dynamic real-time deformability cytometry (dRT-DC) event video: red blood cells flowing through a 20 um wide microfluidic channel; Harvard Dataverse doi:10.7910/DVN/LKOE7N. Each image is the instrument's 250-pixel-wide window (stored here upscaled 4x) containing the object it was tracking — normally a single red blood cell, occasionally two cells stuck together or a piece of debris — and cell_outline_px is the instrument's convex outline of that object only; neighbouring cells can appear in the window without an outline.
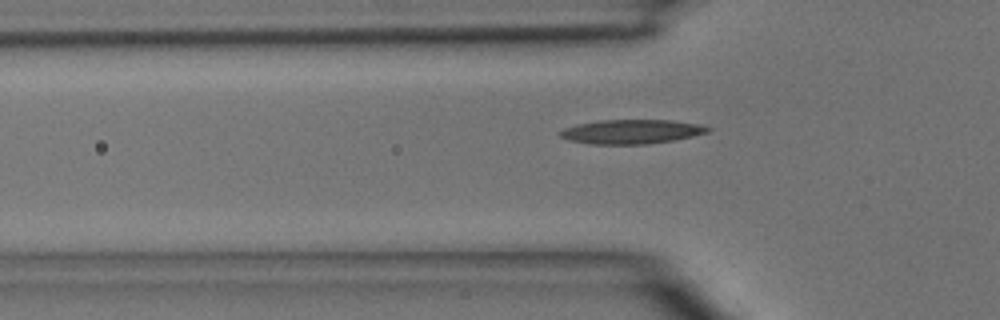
{"species": "common noctule bat (a hibernating species)", "species_latin": "Nyctalus noctula", "temperature_condition": "room temperature", "stored_images_in_passage": 20, "camera_frame_rate_fps": 3000, "um_per_image_px": 0.085, "animal": {"sex": "male", "body_mass_g": 15.6}, "frame": {"image": 1, "passage_image": 3, "time_ms": 0.667, "image_size_px": [1000, 320], "cell_outline_px": [[712, 128], [708, 132], [692, 136], [672, 140], [648, 144], [588, 144], [568, 140], [560, 136], [556, 132], [564, 128], [576, 124], [600, 120], [668, 120], [700, 124]], "centroid_in_image_um": [53.62, 11.19], "position_along_channel_um": 72.2, "area_um2": 20.92}}
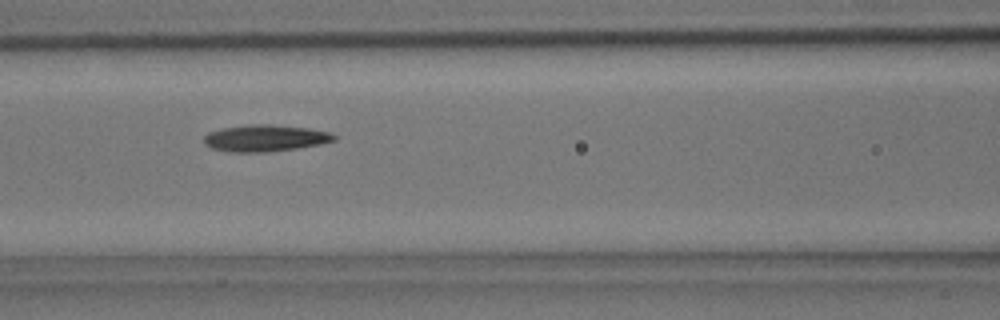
{"frame": {"image": 2, "passage_image": 8, "time_ms": 2.333, "image_size_px": [1000, 320], "cell_outline_px": [[336, 140], [320, 144], [296, 148], [264, 152], [228, 152], [212, 148], [204, 144], [204, 136], [208, 132], [220, 128], [252, 124], [268, 124], [308, 128], [328, 132], [336, 136]], "centroid_in_image_um": [22.49, 11.74], "position_along_channel_um": 144.1, "area_um2": 20.17}}